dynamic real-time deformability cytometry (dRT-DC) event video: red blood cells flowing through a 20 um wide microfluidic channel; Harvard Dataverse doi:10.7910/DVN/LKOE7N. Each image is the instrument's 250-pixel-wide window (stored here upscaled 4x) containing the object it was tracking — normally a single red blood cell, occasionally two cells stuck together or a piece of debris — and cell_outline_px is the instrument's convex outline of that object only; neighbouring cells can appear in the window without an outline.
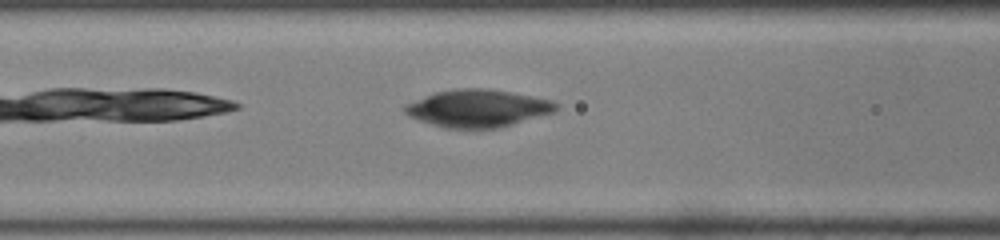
{"species": "common noctule bat (a hibernating species)", "species_latin": "Nyctalus noctula", "temperature_condition": "room temperature", "stored_images_in_passage": 37, "camera_frame_rate_fps": 3000, "um_per_image_px": 0.085, "animal": {"sex": "male", "body_mass_g": 19.0, "forearm_length_mm": 50.8}, "frame": {"image": 1, "passage_image": 6, "time_ms": 1.667, "image_size_px": [1000, 240], "cell_outline_px": [[560, 104], [552, 112], [512, 124], [496, 128], [444, 128], [408, 116], [404, 112], [404, 104], [436, 92], [456, 88], [488, 88], [512, 92], [552, 100]], "centroid_in_image_um": [40.58, 9.19], "position_along_channel_um": 126.0, "area_um2": 32.77}}
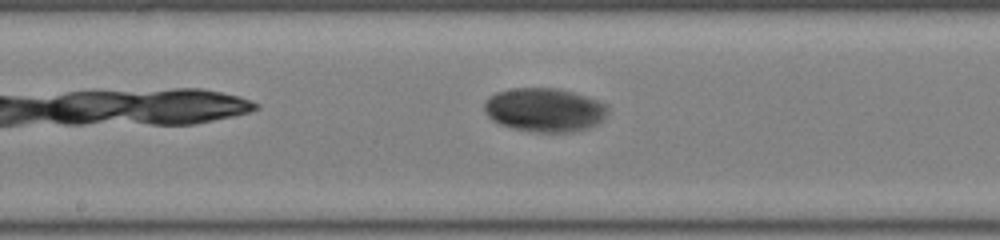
{"frame": {"image": 2, "passage_image": 12, "time_ms": 3.667, "image_size_px": [1000, 240], "cell_outline_px": [[608, 112], [604, 120], [588, 128], [572, 132], [536, 132], [512, 128], [500, 124], [492, 120], [488, 116], [484, 108], [484, 104], [488, 96], [496, 92], [512, 88], [556, 88], [572, 92], [596, 100], [604, 104], [608, 108]], "centroid_in_image_um": [46.27, 9.34], "position_along_channel_um": 201.9, "area_um2": 31.5}}
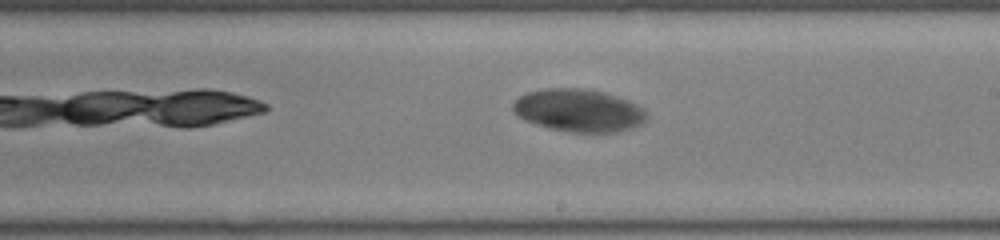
{"frame": {"image": 3, "passage_image": 15, "time_ms": 4.667, "image_size_px": [1000, 240], "cell_outline_px": [[648, 120], [632, 128], [616, 132], [572, 132], [548, 128], [524, 120], [516, 116], [512, 108], [512, 104], [520, 96], [528, 92], [548, 88], [588, 88], [604, 92], [636, 104], [644, 112]], "centroid_in_image_um": [49.15, 9.39], "position_along_channel_um": 239.8, "area_um2": 33.12}}